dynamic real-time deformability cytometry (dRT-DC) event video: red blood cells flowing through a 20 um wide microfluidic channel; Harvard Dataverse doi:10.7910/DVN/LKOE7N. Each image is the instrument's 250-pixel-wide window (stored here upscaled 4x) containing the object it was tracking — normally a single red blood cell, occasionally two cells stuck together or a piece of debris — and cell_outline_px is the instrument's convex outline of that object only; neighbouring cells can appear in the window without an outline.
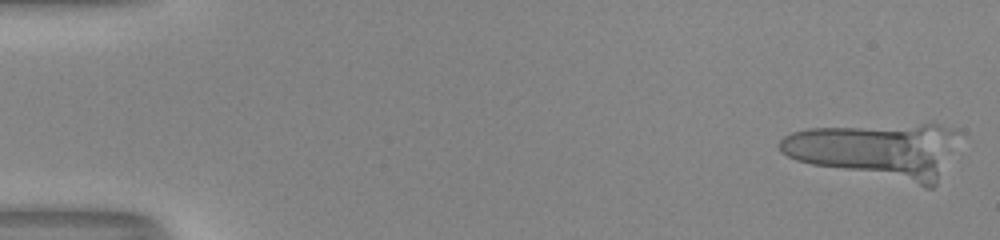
{"species": "human", "species_latin": "Homo sapiens", "temperature_condition": "room temperature", "stored_images_in_passage": 18, "camera_frame_rate_fps": 3000, "um_per_image_px": 0.085, "donor": {"sex": "male"}, "frame": {"image": 1, "passage_image": 2, "time_ms": 0.333, "image_size_px": [1000, 240], "cell_outline_px": [[956, 132], [936, 184], [932, 188], [924, 188], [812, 164], [796, 160], [780, 152], [776, 144], [784, 136], [792, 132], [808, 128], [920, 124], [936, 124], [956, 128]], "centroid_in_image_um": [74.44, 12.81], "position_along_channel_um": 10.6, "area_um2": 57.16}}